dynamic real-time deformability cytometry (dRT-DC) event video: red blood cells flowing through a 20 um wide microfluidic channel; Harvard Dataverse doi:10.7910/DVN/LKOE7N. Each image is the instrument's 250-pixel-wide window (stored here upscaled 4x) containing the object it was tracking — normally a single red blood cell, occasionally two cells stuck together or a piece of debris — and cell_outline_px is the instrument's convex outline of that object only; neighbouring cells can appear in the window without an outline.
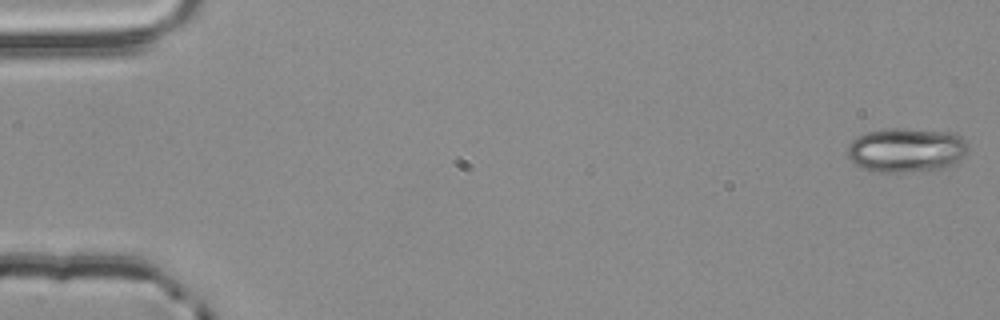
{"species": "common noctule bat (a hibernating species)", "species_latin": "Nyctalus noctula", "temperature_condition": "room temperature", "stored_images_in_passage": 4, "camera_frame_rate_fps": 3000, "um_per_image_px": 0.085, "animal": {"sex": "male", "body_mass_g": 20.4}, "frame": {"image": 1, "passage_image": 1, "time_ms": 0.0, "image_size_px": [1000, 320], "cell_outline_px": [[968, 148], [964, 156], [956, 164], [936, 172], [872, 172], [860, 168], [848, 156], [848, 144], [852, 140], [868, 132], [888, 128], [904, 128], [952, 132], [960, 136], [968, 144]], "centroid_in_image_um": [77.09, 12.79], "position_along_channel_um": 7.9, "area_um2": 31.91}}